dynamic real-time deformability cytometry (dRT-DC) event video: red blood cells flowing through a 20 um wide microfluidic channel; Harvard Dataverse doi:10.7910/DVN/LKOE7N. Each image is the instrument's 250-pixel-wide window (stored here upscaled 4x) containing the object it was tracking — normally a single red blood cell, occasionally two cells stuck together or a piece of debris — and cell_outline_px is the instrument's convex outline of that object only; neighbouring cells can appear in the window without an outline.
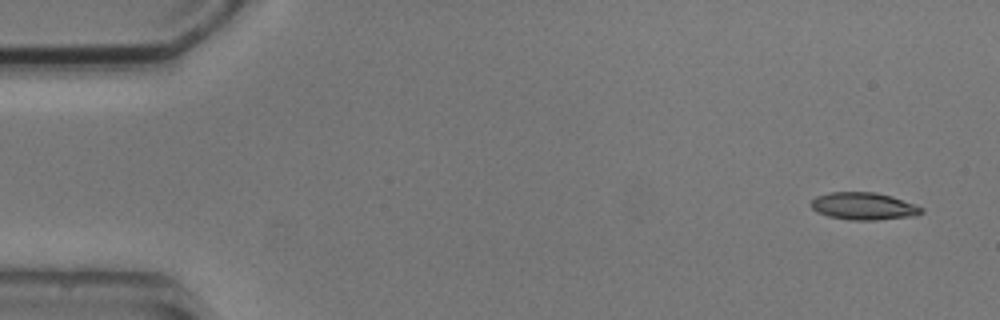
{"species": "common noctule bat (a hibernating species)", "species_latin": "Nyctalus noctula", "temperature_condition": "cold", "stored_images_in_passage": 6, "camera_frame_rate_fps": 3000, "um_per_image_px": 0.085, "animal": {"sex": "male", "body_mass_g": 20.5, "forearm_length_mm": 52.5}, "frame": {"image": 1, "passage_image": 1, "time_ms": 0.0, "image_size_px": [1000, 320], "cell_outline_px": [[924, 212], [916, 216], [876, 220], [848, 220], [828, 216], [816, 212], [808, 204], [816, 196], [832, 192], [876, 192], [892, 196], [916, 204], [924, 208]], "centroid_in_image_um": [73.43, 17.53], "position_along_channel_um": 11.6, "area_um2": 17.92}}
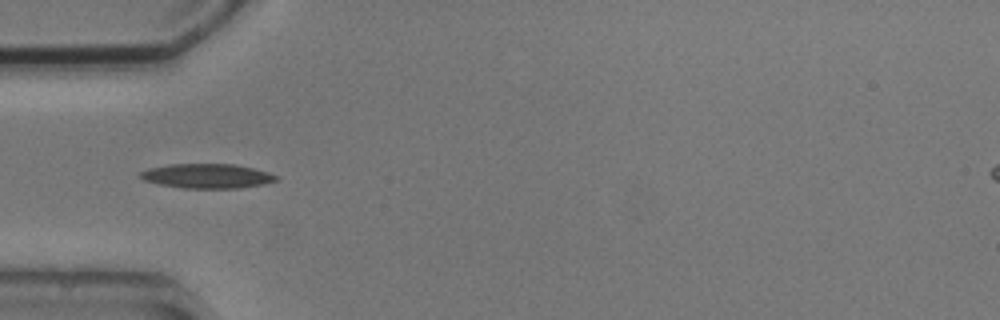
{"frame": {"image": 2, "passage_image": 5, "time_ms": 4.667, "image_size_px": [1000, 320], "cell_outline_px": [[280, 180], [264, 184], [240, 188], [184, 188], [160, 184], [144, 180], [140, 176], [140, 172], [148, 168], [172, 164], [236, 164], [268, 172], [280, 176]], "centroid_in_image_um": [17.66, 14.96], "position_along_channel_um": 67.3, "area_um2": 19.42}}